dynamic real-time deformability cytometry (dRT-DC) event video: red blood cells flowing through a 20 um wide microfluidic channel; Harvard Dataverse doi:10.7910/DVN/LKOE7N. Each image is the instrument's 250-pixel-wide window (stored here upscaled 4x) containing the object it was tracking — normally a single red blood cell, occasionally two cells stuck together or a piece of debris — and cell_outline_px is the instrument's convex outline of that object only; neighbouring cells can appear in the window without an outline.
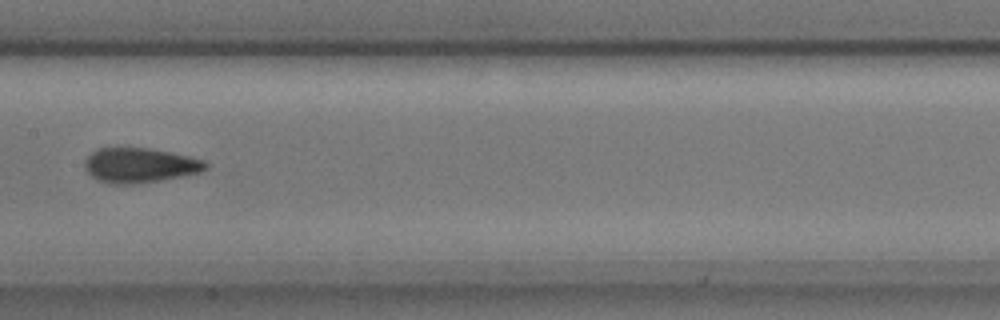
{"species": "common noctule bat (a hibernating species)", "species_latin": "Nyctalus noctula", "temperature_condition": "cold", "stored_images_in_passage": 13, "camera_frame_rate_fps": 3000, "um_per_image_px": 0.085, "animal": {"sex": "male", "body_mass_g": 17.9, "forearm_length_mm": 54.2}, "frame": {"image": 1, "passage_image": 8, "time_ms": 2.333, "image_size_px": [1000, 320], "cell_outline_px": [[208, 168], [200, 172], [160, 180], [128, 184], [108, 184], [96, 180], [84, 168], [84, 160], [96, 148], [148, 148], [188, 156], [204, 160], [208, 164]], "centroid_in_image_um": [11.84, 14.05], "position_along_channel_um": 195.6, "area_um2": 24.39}}
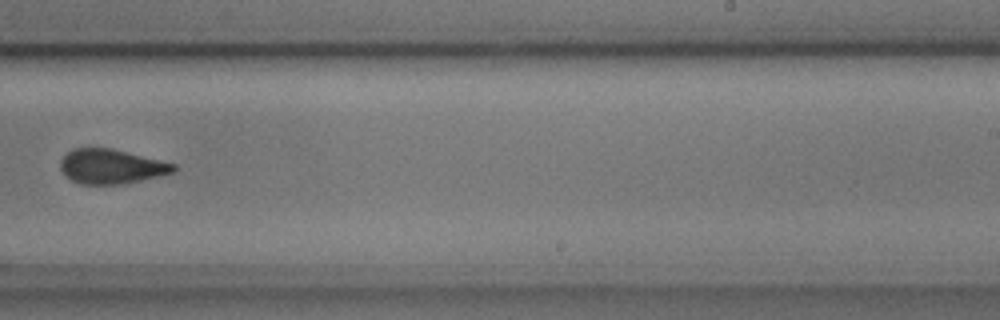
{"frame": {"image": 2, "passage_image": 10, "time_ms": 3.0, "image_size_px": [1000, 320], "cell_outline_px": [[176, 172], [140, 180], [120, 184], [80, 184], [72, 180], [60, 168], [60, 160], [72, 148], [112, 148], [176, 164]], "centroid_in_image_um": [9.46, 14.14], "position_along_channel_um": 279.5, "area_um2": 22.6}}
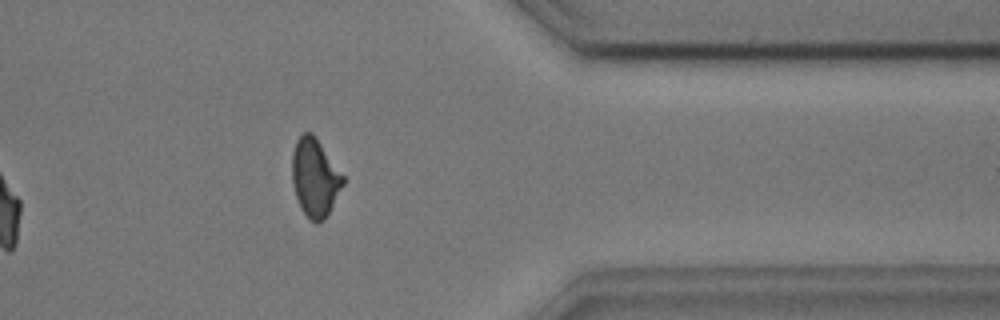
{"frame": {"image": 3, "passage_image": 13, "time_ms": 4.0, "image_size_px": [1000, 320], "cell_outline_px": [[344, 184], [324, 220], [320, 224], [316, 224], [308, 220], [300, 208], [292, 184], [292, 152], [296, 140], [304, 132], [312, 132], [344, 176]], "centroid_in_image_um": [26.75, 15.13], "position_along_channel_um": 384.7, "area_um2": 23.29}}